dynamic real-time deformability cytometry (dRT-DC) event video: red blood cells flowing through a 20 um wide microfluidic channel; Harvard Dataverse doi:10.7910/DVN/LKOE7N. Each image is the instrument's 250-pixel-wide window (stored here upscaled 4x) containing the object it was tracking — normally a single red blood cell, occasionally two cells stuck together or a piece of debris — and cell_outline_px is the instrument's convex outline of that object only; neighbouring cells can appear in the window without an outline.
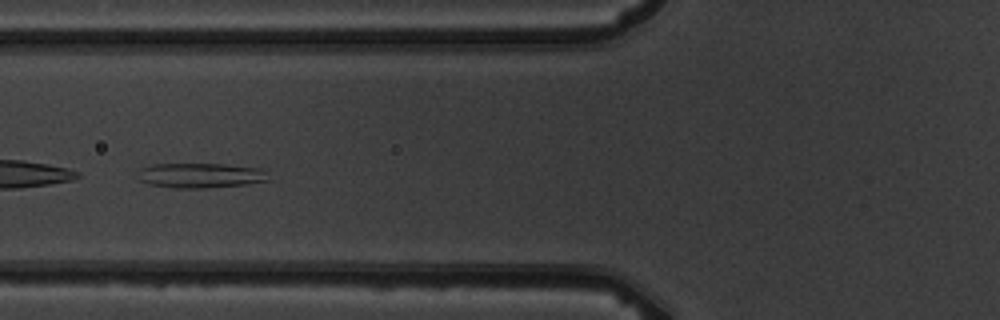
{"species": "common noctule bat (a hibernating species)", "species_latin": "Nyctalus noctula", "temperature_condition": "warm", "stored_images_in_passage": 16, "camera_frame_rate_fps": 3000, "um_per_image_px": 0.085, "animal": {"sex": "male", "body_mass_g": 19.5, "forearm_length_mm": 54.6}, "frame": {"image": 1, "passage_image": 7, "time_ms": 7.0, "image_size_px": [1000, 320], "cell_outline_px": [[268, 180], [248, 184], [204, 188], [172, 188], [148, 184], [140, 180], [136, 172], [140, 168], [152, 164], [224, 164], [260, 168], [264, 172]], "centroid_in_image_um": [16.96, 14.91], "position_along_channel_um": 108.8, "area_um2": 18.96}}
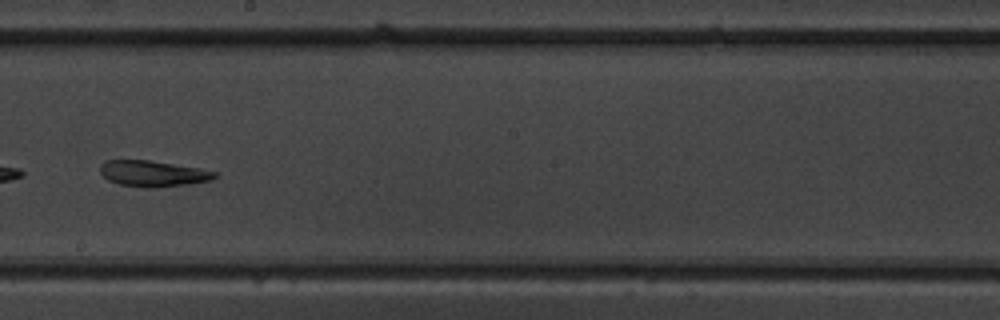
{"frame": {"image": 2, "passage_image": 10, "time_ms": 10.333, "image_size_px": [1000, 320], "cell_outline_px": [[216, 176], [212, 180], [188, 184], [156, 188], [148, 188], [120, 184], [108, 180], [100, 172], [100, 164], [104, 160], [148, 160], [200, 168], [216, 172]], "centroid_in_image_um": [12.99, 14.75], "position_along_channel_um": 235.2, "area_um2": 17.34}}
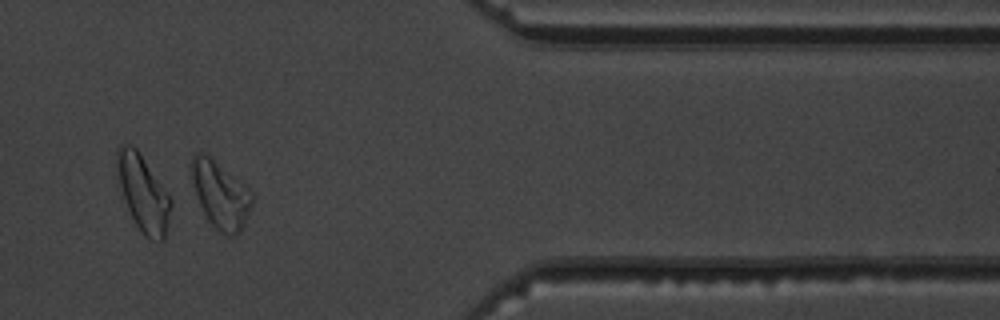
{"frame": {"image": 3, "passage_image": 14, "time_ms": 15.0, "image_size_px": [1000, 320], "cell_outline_px": [[256, 196], [244, 224], [240, 232], [232, 236], [228, 236], [220, 232], [208, 220], [200, 204], [192, 184], [192, 156], [196, 152], [204, 152], [248, 188]], "centroid_in_image_um": [18.76, 16.57], "position_along_channel_um": 392.6, "area_um2": 23.35}}